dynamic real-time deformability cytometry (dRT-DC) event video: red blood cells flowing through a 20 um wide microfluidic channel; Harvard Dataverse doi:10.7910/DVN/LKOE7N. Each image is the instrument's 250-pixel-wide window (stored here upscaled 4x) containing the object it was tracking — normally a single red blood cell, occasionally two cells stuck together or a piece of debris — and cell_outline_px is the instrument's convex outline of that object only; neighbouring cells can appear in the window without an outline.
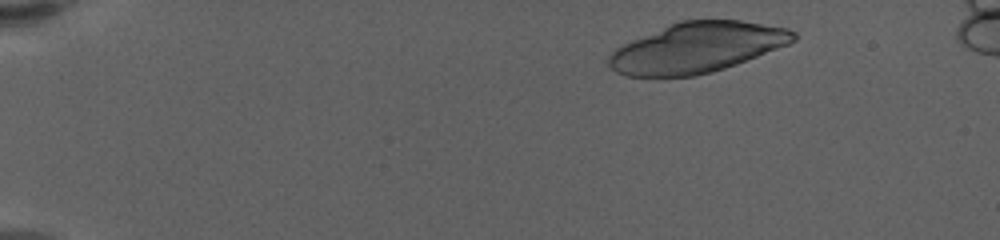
{"species": "human", "species_latin": "Homo sapiens", "temperature_condition": "warm", "stored_images_in_passage": 48, "camera_frame_rate_fps": 3000, "um_per_image_px": 0.085, "donor": {"sex": "female"}, "frame": {"image": 1, "passage_image": 3, "time_ms": 0.667, "image_size_px": [1000, 240], "cell_outline_px": [[796, 40], [788, 44], [736, 64], [712, 72], [696, 76], [624, 76], [616, 72], [608, 64], [608, 56], [616, 48], [632, 40], [680, 20], [740, 20], [788, 28], [796, 32]], "centroid_in_image_um": [59.25, 4.05], "position_along_channel_um": 25.8, "area_um2": 53.58}}
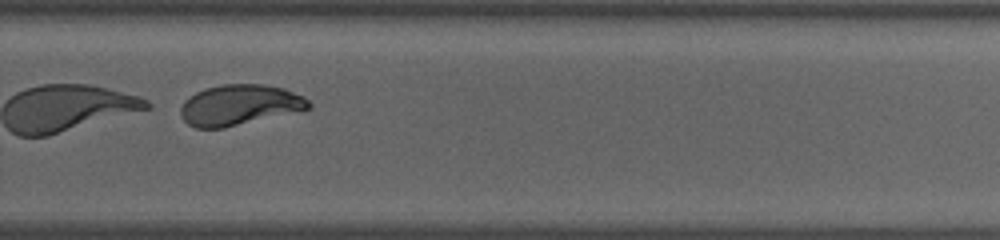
{"frame": {"image": 2, "passage_image": 37, "time_ms": 12.0, "image_size_px": [1000, 240], "cell_outline_px": [[312, 108], [304, 112], [224, 128], [196, 128], [188, 124], [180, 116], [180, 108], [184, 100], [196, 92], [204, 88], [220, 84], [264, 84], [284, 88], [304, 96], [312, 104]], "centroid_in_image_um": [20.43, 8.94], "position_along_channel_um": 309.4, "area_um2": 31.15}}